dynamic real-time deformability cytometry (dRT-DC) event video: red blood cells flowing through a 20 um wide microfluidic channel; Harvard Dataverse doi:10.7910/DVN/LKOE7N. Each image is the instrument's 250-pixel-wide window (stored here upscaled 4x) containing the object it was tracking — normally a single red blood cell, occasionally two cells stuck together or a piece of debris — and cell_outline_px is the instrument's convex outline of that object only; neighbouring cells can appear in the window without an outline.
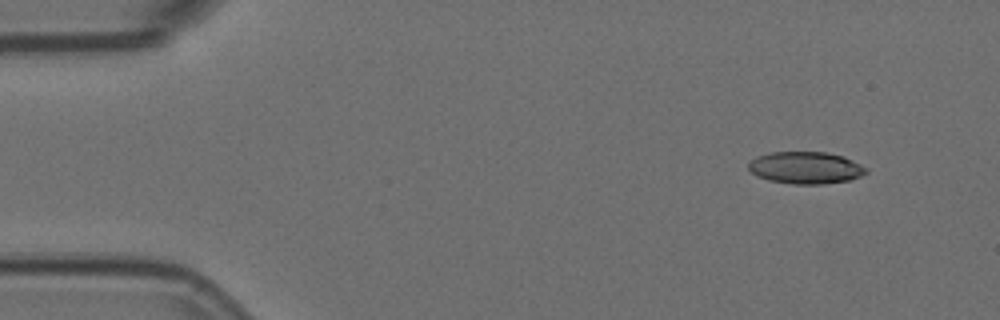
{"species": "Egyptian fruit bat (a non-hibernating species)", "species_latin": "Rousettus aegyptiacus", "temperature_condition": "room temperature", "stored_images_in_passage": 5, "camera_frame_rate_fps": 3000, "um_per_image_px": 0.085, "animal": {"sex": "female"}, "frame": {"image": 1, "passage_image": 2, "time_ms": 0.333, "image_size_px": [1000, 320], "cell_outline_px": [[868, 172], [860, 176], [848, 180], [824, 184], [792, 184], [768, 180], [756, 176], [748, 168], [748, 164], [756, 156], [768, 152], [824, 152], [844, 156], [868, 168]], "centroid_in_image_um": [68.47, 14.26], "position_along_channel_um": 16.5, "area_um2": 22.08}}
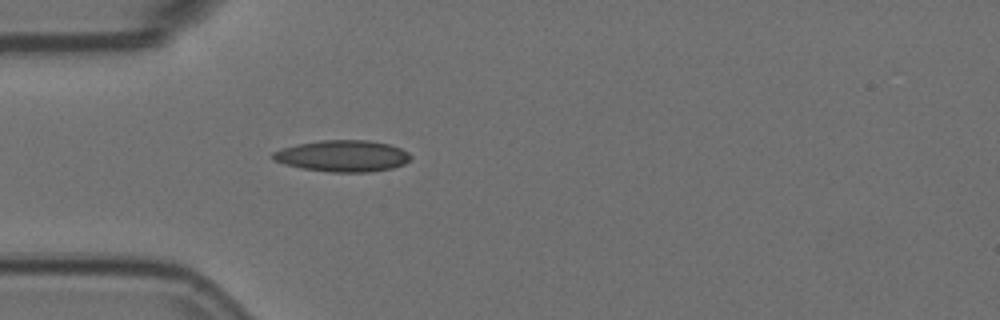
{"frame": {"image": 2, "passage_image": 5, "time_ms": 1.333, "image_size_px": [1000, 320], "cell_outline_px": [[412, 156], [404, 164], [392, 168], [368, 172], [332, 172], [300, 168], [284, 164], [276, 160], [272, 156], [272, 152], [284, 148], [300, 144], [320, 140], [368, 140], [388, 144], [400, 148], [408, 152]], "centroid_in_image_um": [29.15, 13.26], "position_along_channel_um": 55.9, "area_um2": 25.03}}